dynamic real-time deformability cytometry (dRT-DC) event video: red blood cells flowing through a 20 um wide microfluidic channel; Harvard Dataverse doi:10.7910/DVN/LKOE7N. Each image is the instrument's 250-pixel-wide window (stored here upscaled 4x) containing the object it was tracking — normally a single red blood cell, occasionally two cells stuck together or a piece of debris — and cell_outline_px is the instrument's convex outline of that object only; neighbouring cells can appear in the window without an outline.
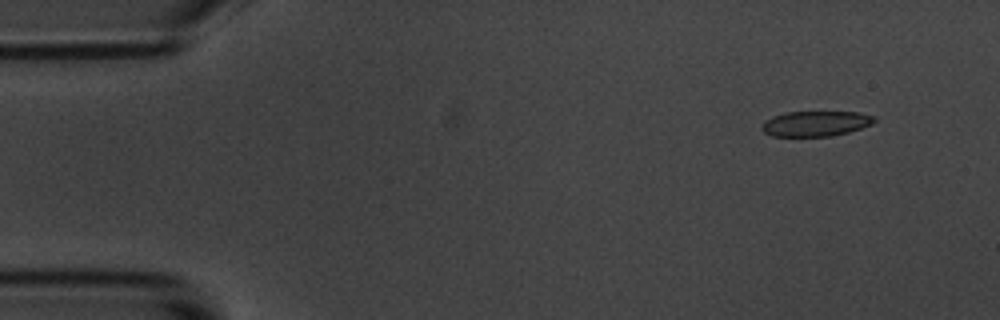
{"species": "common noctule bat (a hibernating species)", "species_latin": "Nyctalus noctula", "temperature_condition": "room temperature", "stored_images_in_passage": 4, "camera_frame_rate_fps": 3000, "um_per_image_px": 0.085, "animal": {"sex": "male", "body_mass_g": 20.1, "forearm_length_mm": 53.5}, "frame": {"image": 1, "passage_image": 1, "time_ms": 0.0, "image_size_px": [1000, 320], "cell_outline_px": [[876, 120], [872, 124], [848, 132], [828, 136], [772, 136], [764, 132], [760, 128], [772, 116], [784, 112], [860, 112], [876, 116]], "centroid_in_image_um": [69.36, 10.5], "position_along_channel_um": 15.6, "area_um2": 16.47}}
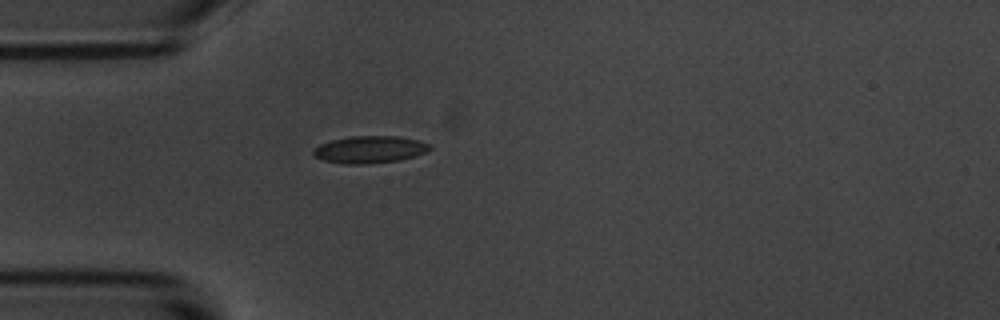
{"frame": {"image": 2, "passage_image": 4, "time_ms": 3.667, "image_size_px": [1000, 320], "cell_outline_px": [[432, 148], [424, 152], [400, 160], [360, 164], [344, 164], [324, 160], [312, 156], [312, 148], [320, 144], [332, 140], [352, 136], [400, 136], [420, 140], [428, 144]], "centroid_in_image_um": [31.38, 12.7], "position_along_channel_um": 53.6, "area_um2": 18.38}}